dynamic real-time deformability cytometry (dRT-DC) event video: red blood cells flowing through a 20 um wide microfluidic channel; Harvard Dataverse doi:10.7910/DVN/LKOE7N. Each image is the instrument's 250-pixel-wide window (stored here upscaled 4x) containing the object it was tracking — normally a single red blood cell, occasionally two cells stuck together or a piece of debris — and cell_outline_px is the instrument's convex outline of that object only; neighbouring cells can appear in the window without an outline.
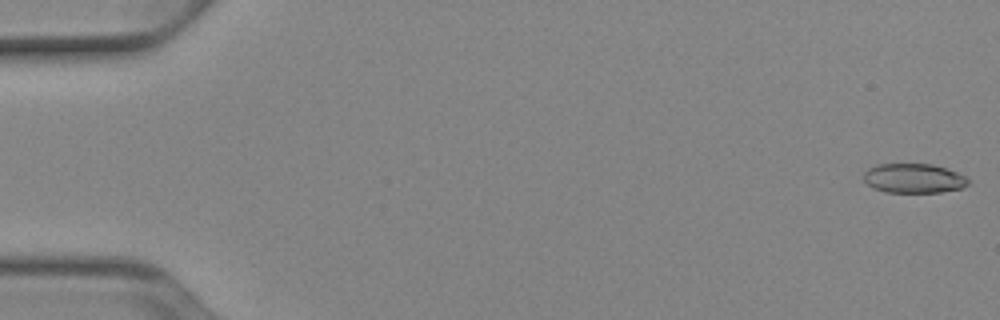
{"species": "Egyptian fruit bat (a non-hibernating species)", "species_latin": "Rousettus aegyptiacus", "temperature_condition": "cold", "stored_images_in_passage": 52, "camera_frame_rate_fps": 3000, "um_per_image_px": 0.085, "animal": {"sex": "female"}, "frame": {"image": 1, "passage_image": 1, "time_ms": 0.0, "image_size_px": [1000, 320], "cell_outline_px": [[968, 184], [960, 188], [940, 192], [884, 192], [872, 188], [864, 180], [864, 172], [868, 168], [876, 164], [932, 164], [956, 172], [964, 176], [968, 180]], "centroid_in_image_um": [77.61, 15.15], "position_along_channel_um": 7.4, "area_um2": 17.8}}
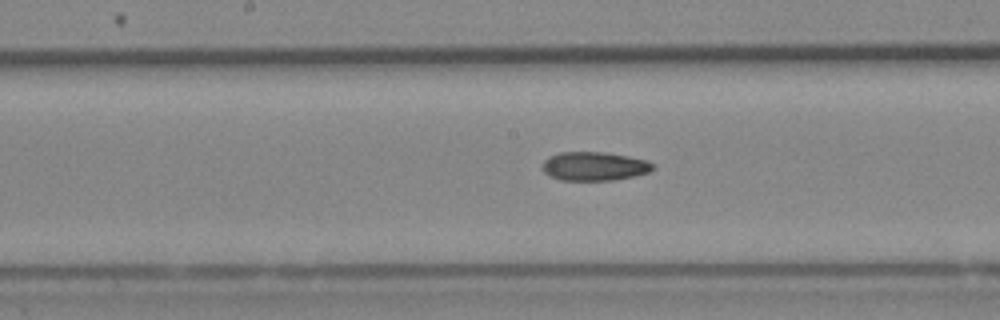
{"frame": {"image": 2, "passage_image": 27, "time_ms": 8.667, "image_size_px": [1000, 320], "cell_outline_px": [[656, 168], [648, 172], [632, 176], [612, 180], [560, 180], [544, 172], [544, 160], [548, 156], [560, 152], [604, 152], [628, 156], [648, 160]], "centroid_in_image_um": [50.53, 14.12], "position_along_channel_um": 197.7, "area_um2": 18.38}}
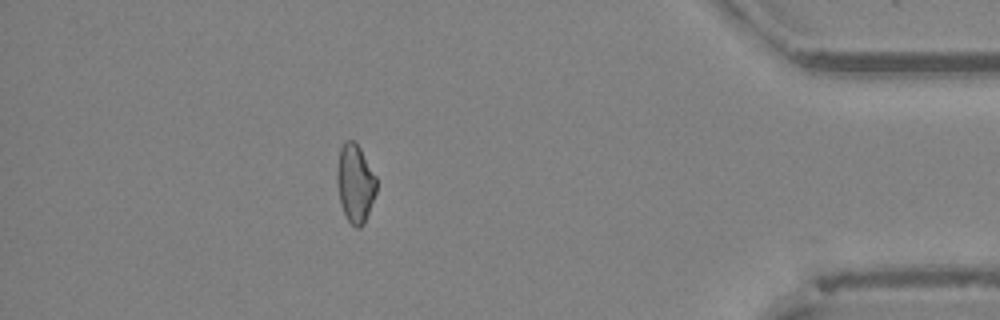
{"frame": {"image": 3, "passage_image": 46, "time_ms": 15.0, "image_size_px": [1000, 320], "cell_outline_px": [[376, 192], [364, 224], [360, 228], [356, 228], [348, 220], [340, 204], [336, 180], [336, 168], [340, 148], [344, 140], [352, 140], [360, 148], [376, 176]], "centroid_in_image_um": [30.17, 15.57], "position_along_channel_um": 405.0, "area_um2": 18.03}, "authors_computed_cell_mechanics": {"area_um2": 18.8139, "velocity_mm_per_s": 3.9469, "shape_relaxation_time_tau1_ms": null, "shape_relaxation_time_tau2_ms": 6.127, "deformation_change_tau1": null, "deformation_change_tau2": 0.1291}}